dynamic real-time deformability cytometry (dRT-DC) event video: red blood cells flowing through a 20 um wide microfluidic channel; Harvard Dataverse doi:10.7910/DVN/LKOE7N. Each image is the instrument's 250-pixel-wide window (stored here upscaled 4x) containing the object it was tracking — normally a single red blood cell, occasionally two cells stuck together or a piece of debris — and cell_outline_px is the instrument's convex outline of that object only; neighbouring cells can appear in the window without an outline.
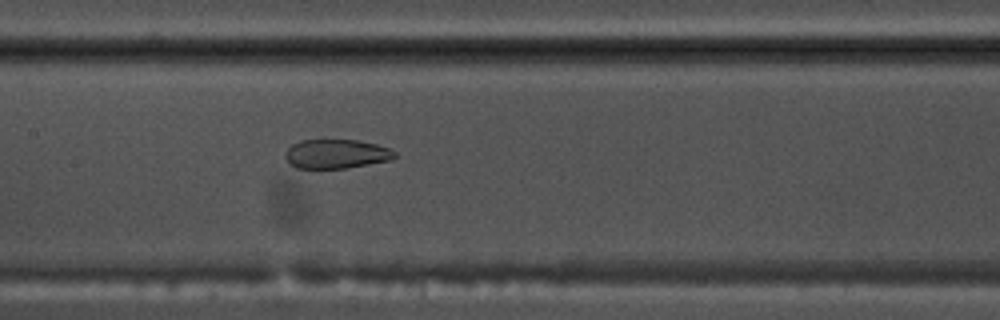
{"species": "common noctule bat (a hibernating species)", "species_latin": "Nyctalus noctula", "temperature_condition": "warm", "stored_images_in_passage": 55, "segment_of_instrument_passage": [1, 2], "camera_frame_rate_fps": 3000, "um_per_image_px": 0.085, "animal": {"sex": "male", "body_mass_g": 17.5, "forearm_length_mm": 52.3}, "frame": {"image": 1, "passage_image": 27, "time_ms": 8.667, "image_size_px": [1000, 320], "cell_outline_px": [[396, 156], [392, 160], [344, 168], [296, 168], [288, 164], [284, 156], [284, 152], [292, 144], [300, 140], [356, 140], [376, 144], [392, 148], [396, 152]], "centroid_in_image_um": [28.57, 13.08], "position_along_channel_um": 178.8, "area_um2": 18.79}}
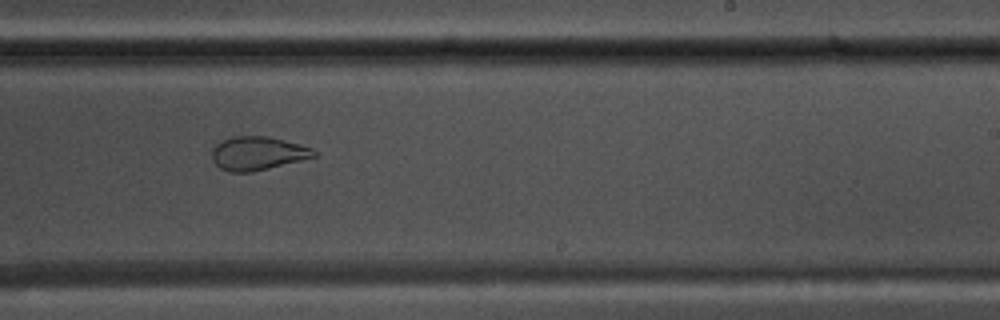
{"frame": {"image": 2, "passage_image": 34, "time_ms": 11.0, "image_size_px": [1000, 320], "cell_outline_px": [[316, 156], [252, 172], [228, 172], [220, 168], [212, 160], [212, 148], [216, 144], [232, 136], [268, 136], [300, 144], [312, 148], [316, 152]], "centroid_in_image_um": [21.87, 13.03], "position_along_channel_um": 267.1, "area_um2": 19.83}}
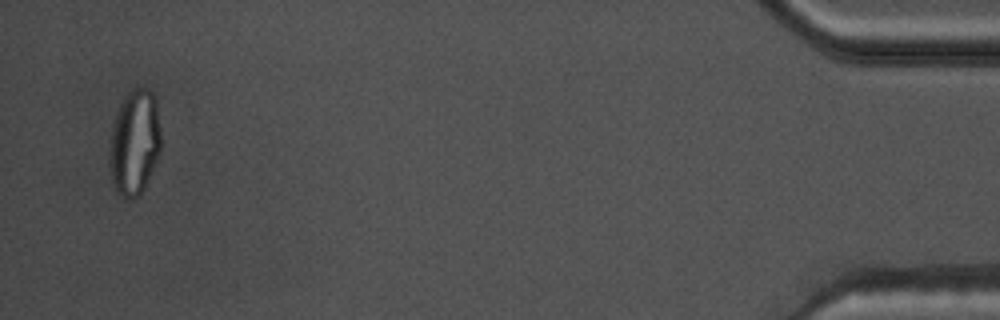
{"frame": {"image": 3, "passage_image": 53, "time_ms": 17.333, "image_size_px": [1000, 320], "cell_outline_px": [[160, 152], [144, 188], [140, 196], [132, 200], [128, 200], [120, 196], [116, 192], [112, 180], [108, 164], [112, 124], [120, 104], [124, 96], [136, 84], [148, 88], [152, 92], [156, 100], [160, 128]], "centroid_in_image_um": [11.42, 12.1], "position_along_channel_um": 423.8, "area_um2": 32.25}}